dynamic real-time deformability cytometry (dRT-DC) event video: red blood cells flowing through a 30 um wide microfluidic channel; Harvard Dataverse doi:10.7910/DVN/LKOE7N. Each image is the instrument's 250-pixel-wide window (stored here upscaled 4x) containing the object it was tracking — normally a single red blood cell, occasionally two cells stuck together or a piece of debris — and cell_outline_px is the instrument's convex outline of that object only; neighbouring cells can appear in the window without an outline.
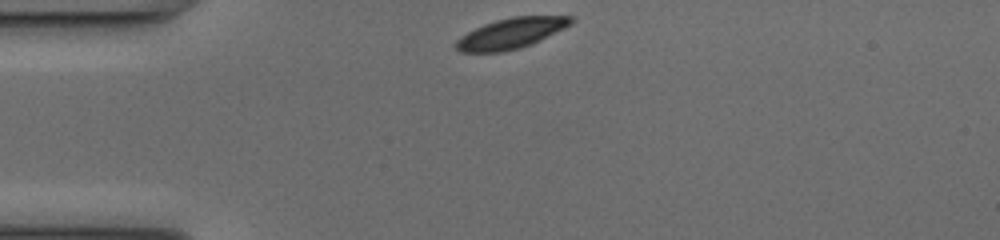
{"species": "common noctule bat (a hibernating species)", "species_latin": "Nyctalus noctula", "temperature_condition": "cold", "stored_images_in_passage": 40, "camera_frame_rate_fps": 3000, "um_per_image_px": 0.085, "animal": {"sex": "female", "body_mass_g": 17.0, "forearm_length_mm": 48.0}, "frame": {"image": 1, "passage_image": 1, "time_ms": 0.0, "image_size_px": [1000, 240], "cell_outline_px": [[576, 20], [572, 24], [564, 28], [520, 48], [500, 52], [460, 52], [452, 44], [460, 36], [484, 24], [496, 20], [512, 16], [572, 16]], "centroid_in_image_um": [43.4, 2.82], "position_along_channel_um": 41.6, "area_um2": 20.29}}
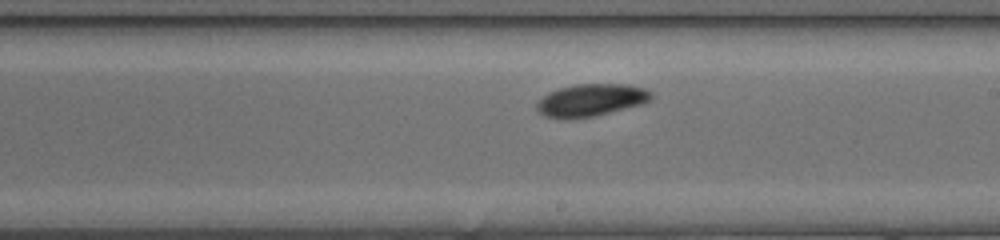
{"frame": {"image": 2, "passage_image": 18, "time_ms": 5.667, "image_size_px": [1000, 240], "cell_outline_px": [[652, 96], [648, 100], [640, 104], [592, 116], [568, 120], [544, 116], [536, 108], [536, 104], [548, 92], [560, 88], [576, 84], [628, 84], [644, 88], [652, 92]], "centroid_in_image_um": [50.19, 8.51], "position_along_channel_um": 238.8, "area_um2": 21.33}}
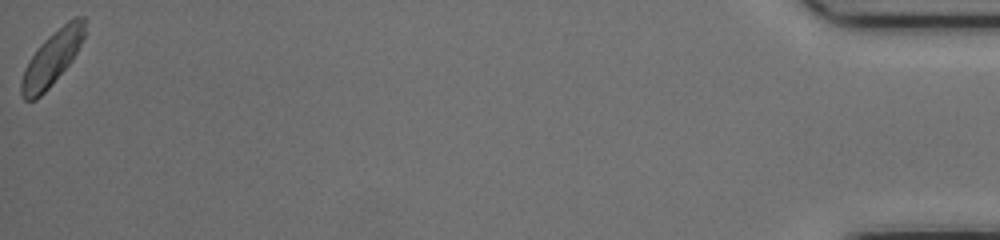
{"frame": {"image": 3, "passage_image": 40, "time_ms": 13.0, "image_size_px": [1000, 240], "cell_outline_px": [[88, 20], [84, 36], [72, 60], [48, 88], [36, 100], [24, 100], [20, 92], [20, 84], [24, 68], [40, 44], [48, 36], [68, 20], [76, 16], [84, 16]], "centroid_in_image_um": [4.43, 4.92], "position_along_channel_um": 430.8, "area_um2": 19.88}, "authors_computed_cell_mechanics": {"area_um2": 20.8947, "velocity_mm_per_s": 3.9948, "shape_relaxation_time_tau1_ms": 3.4055, "shape_relaxation_time_tau2_ms": null, "deformation_change_tau1": 0.0987, "deformation_change_tau2": null}}